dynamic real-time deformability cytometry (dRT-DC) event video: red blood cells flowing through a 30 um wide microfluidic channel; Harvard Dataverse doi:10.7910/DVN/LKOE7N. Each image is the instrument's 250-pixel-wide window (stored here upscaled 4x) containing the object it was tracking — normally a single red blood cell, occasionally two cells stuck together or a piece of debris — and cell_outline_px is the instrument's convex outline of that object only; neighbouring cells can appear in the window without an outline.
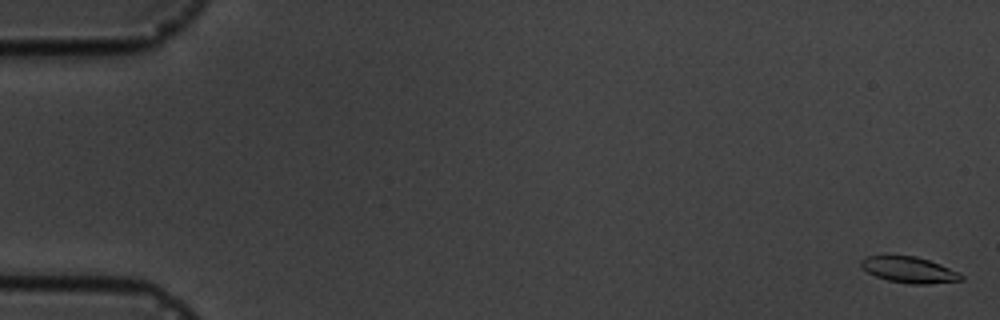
{"species": "common noctule bat (a hibernating species)", "species_latin": "Nyctalus noctula", "temperature_condition": "cold", "stored_images_in_passage": 7, "camera_frame_rate_fps": 3000, "um_per_image_px": 0.085, "animal": {"sex": "male", "body_mass_g": 19.5, "forearm_length_mm": 54.6}, "frame": {"image": 1, "passage_image": 1, "time_ms": 0.0, "image_size_px": [1000, 320], "cell_outline_px": [[964, 280], [928, 284], [908, 284], [888, 280], [876, 276], [868, 272], [860, 264], [860, 260], [864, 256], [916, 256], [940, 264], [960, 272], [964, 276]], "centroid_in_image_um": [77.31, 22.94], "position_along_channel_um": 7.7, "area_um2": 15.2}}